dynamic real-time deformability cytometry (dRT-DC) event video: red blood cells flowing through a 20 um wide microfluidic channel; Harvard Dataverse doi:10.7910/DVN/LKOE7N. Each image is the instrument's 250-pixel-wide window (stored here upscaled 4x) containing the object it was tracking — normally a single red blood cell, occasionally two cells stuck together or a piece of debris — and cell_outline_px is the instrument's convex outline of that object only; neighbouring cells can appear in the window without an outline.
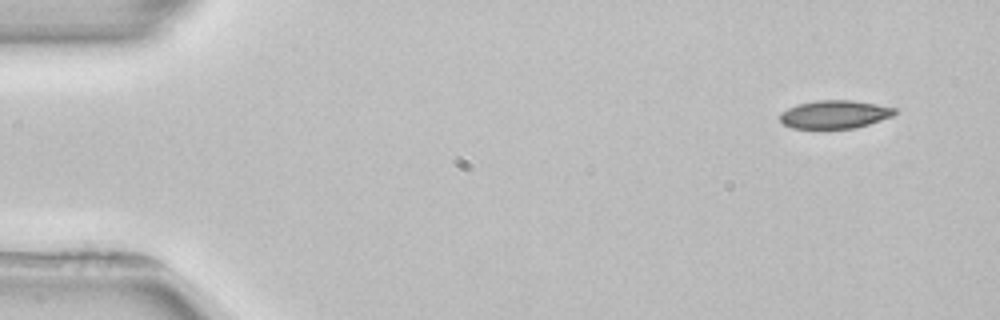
{"species": "common noctule bat (a hibernating species)", "species_latin": "Nyctalus noctula", "temperature_condition": "room temperature", "stored_images_in_passage": 5, "camera_frame_rate_fps": 3000, "um_per_image_px": 0.085, "animal": {"sex": "female", "body_mass_g": 22.7, "forearm_length_mm": 54.2}, "frame": {"image": 1, "passage_image": 1, "time_ms": 0.0, "image_size_px": [1000, 320], "cell_outline_px": [[896, 112], [892, 116], [856, 128], [792, 128], [784, 124], [780, 120], [780, 112], [796, 104], [816, 100], [852, 100], [876, 104], [896, 108]], "centroid_in_image_um": [70.92, 9.71], "position_along_channel_um": 14.1, "area_um2": 18.79}}
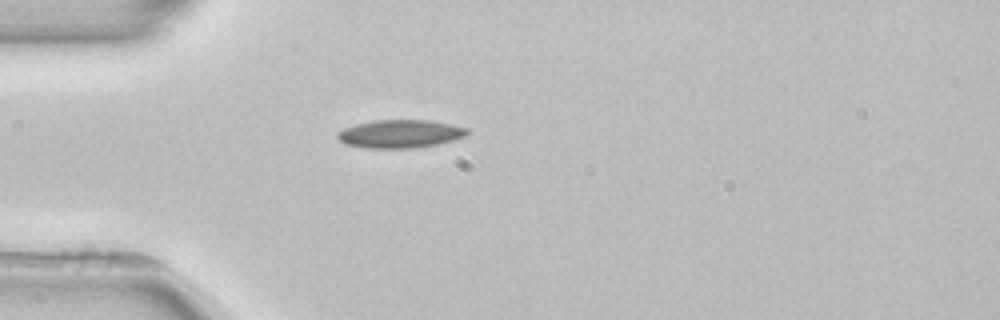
{"frame": {"image": 2, "passage_image": 4, "time_ms": 3.667, "image_size_px": [1000, 320], "cell_outline_px": [[468, 132], [464, 136], [452, 140], [436, 144], [416, 148], [364, 148], [344, 144], [336, 136], [336, 132], [344, 128], [356, 124], [372, 120], [432, 120], [452, 124], [468, 128]], "centroid_in_image_um": [33.97, 11.37], "position_along_channel_um": 51.0, "area_um2": 21.39}}